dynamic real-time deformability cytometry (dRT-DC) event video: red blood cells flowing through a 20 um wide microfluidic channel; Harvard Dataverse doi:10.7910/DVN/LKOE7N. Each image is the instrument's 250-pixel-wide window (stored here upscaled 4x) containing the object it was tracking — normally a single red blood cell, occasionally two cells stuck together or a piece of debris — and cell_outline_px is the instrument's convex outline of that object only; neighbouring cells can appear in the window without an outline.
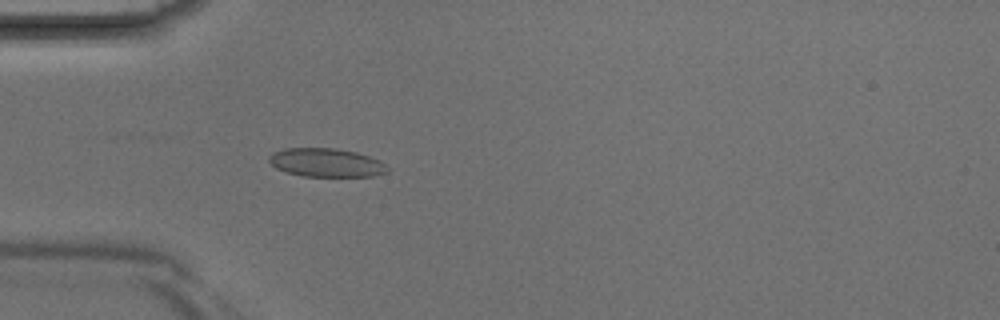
{"species": "Egyptian fruit bat (a non-hibernating species)", "species_latin": "Rousettus aegyptiacus", "temperature_condition": "room temperature", "stored_images_in_passage": 4, "camera_frame_rate_fps": 3000, "um_per_image_px": 0.085, "animal": {"sex": "male"}, "frame": {"image": 1, "passage_image": 4, "time_ms": 1.0, "image_size_px": [1000, 320], "cell_outline_px": [[388, 172], [372, 176], [304, 176], [288, 172], [276, 168], [268, 160], [268, 156], [272, 152], [284, 148], [336, 148], [356, 152], [380, 160], [388, 168]], "centroid_in_image_um": [27.71, 13.81], "position_along_channel_um": 57.3, "area_um2": 19.65}}